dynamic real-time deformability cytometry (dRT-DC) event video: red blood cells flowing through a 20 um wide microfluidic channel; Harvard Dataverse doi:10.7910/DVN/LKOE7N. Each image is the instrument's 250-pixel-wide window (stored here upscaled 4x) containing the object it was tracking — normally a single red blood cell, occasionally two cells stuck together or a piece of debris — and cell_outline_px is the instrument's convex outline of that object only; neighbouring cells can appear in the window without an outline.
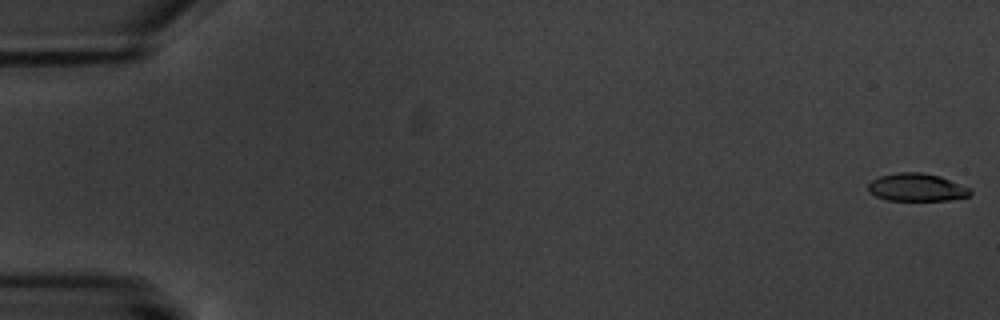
{"species": "common noctule bat (a hibernating species)", "species_latin": "Nyctalus noctula", "temperature_condition": "warm", "stored_images_in_passage": 7, "camera_frame_rate_fps": 3000, "um_per_image_px": 0.085, "animal": {"sex": "male", "body_mass_g": 20.1, "forearm_length_mm": 53.5}, "frame": {"image": 1, "passage_image": 1, "time_ms": 0.0, "image_size_px": [1000, 320], "cell_outline_px": [[972, 192], [968, 196], [948, 200], [888, 200], [876, 196], [868, 192], [868, 184], [872, 180], [880, 176], [900, 172], [924, 172], [940, 176], [972, 188]], "centroid_in_image_um": [77.94, 15.92], "position_along_channel_um": 7.1, "area_um2": 16.59}}
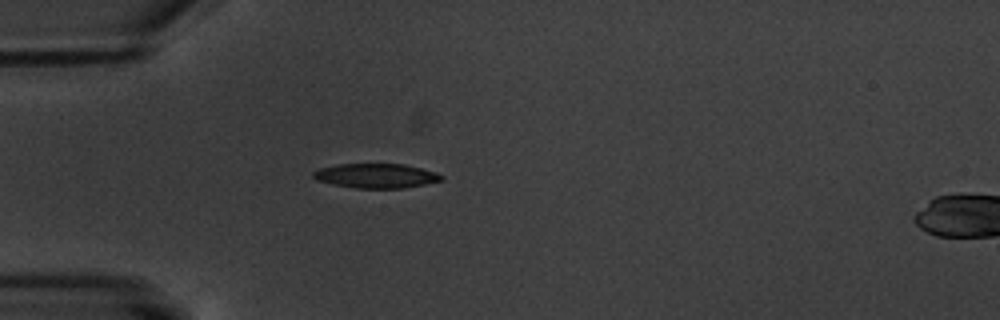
{"frame": {"image": 2, "passage_image": 6, "time_ms": 5.667, "image_size_px": [1000, 320], "cell_outline_px": [[444, 180], [404, 188], [356, 188], [332, 184], [316, 180], [312, 176], [312, 172], [320, 168], [336, 164], [404, 164], [436, 172], [444, 176]], "centroid_in_image_um": [31.96, 14.94], "position_along_channel_um": 53.0, "area_um2": 18.32}}